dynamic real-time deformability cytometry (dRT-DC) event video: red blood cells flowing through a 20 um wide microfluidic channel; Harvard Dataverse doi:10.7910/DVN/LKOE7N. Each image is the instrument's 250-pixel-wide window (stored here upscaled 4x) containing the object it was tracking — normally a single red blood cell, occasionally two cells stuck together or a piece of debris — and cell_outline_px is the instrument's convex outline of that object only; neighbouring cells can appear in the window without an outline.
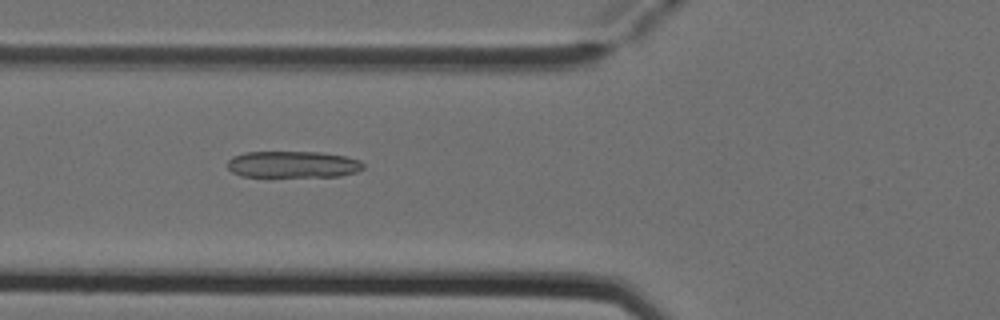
{"species": "Egyptian fruit bat (a non-hibernating species)", "species_latin": "Rousettus aegyptiacus", "temperature_condition": "cold", "stored_images_in_passage": 6, "camera_frame_rate_fps": 3000, "um_per_image_px": 0.085, "animal": {"sex": "female"}, "frame": {"image": 1, "passage_image": 5, "time_ms": 1.333, "image_size_px": [1000, 320], "cell_outline_px": [[364, 168], [356, 172], [340, 176], [240, 176], [232, 172], [228, 168], [228, 160], [232, 156], [244, 152], [320, 152], [344, 156], [360, 160], [364, 164]], "centroid_in_image_um": [24.89, 13.97], "position_along_channel_um": 100.9, "area_um2": 21.04}}
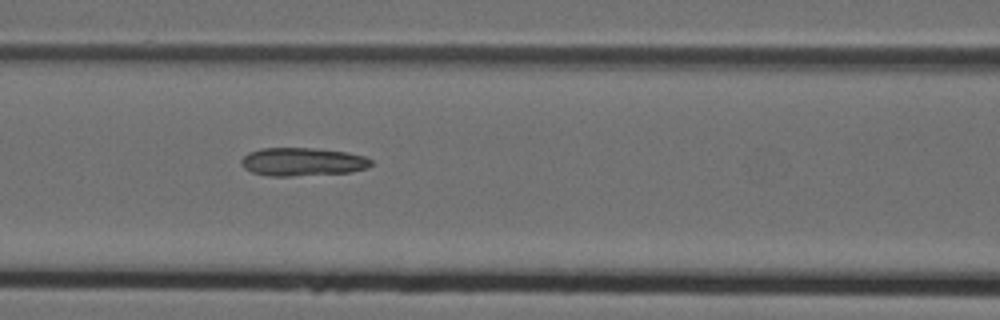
{"frame": {"image": 2, "passage_image": 6, "time_ms": 1.667, "image_size_px": [1000, 320], "cell_outline_px": [[372, 164], [368, 168], [352, 172], [292, 176], [268, 176], [252, 172], [244, 168], [240, 164], [240, 160], [248, 152], [260, 148], [316, 148], [348, 152], [364, 156], [372, 160]], "centroid_in_image_um": [25.71, 13.75], "position_along_channel_um": 140.9, "area_um2": 21.62}}